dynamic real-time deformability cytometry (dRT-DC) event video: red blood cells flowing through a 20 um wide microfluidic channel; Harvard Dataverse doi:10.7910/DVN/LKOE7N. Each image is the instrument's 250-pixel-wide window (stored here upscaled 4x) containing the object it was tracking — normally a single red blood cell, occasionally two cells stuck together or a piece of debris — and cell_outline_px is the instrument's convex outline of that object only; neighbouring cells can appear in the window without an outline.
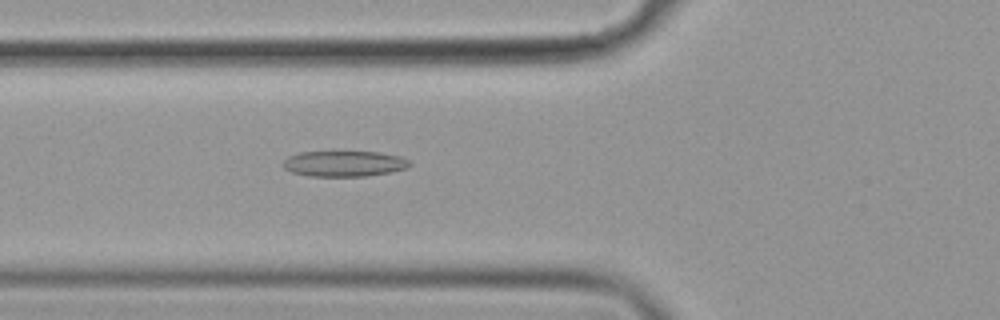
{"species": "common noctule bat (a hibernating species)", "species_latin": "Nyctalus noctula", "temperature_condition": "cold", "stored_images_in_passage": 56, "camera_frame_rate_fps": 3000, "um_per_image_px": 0.085, "animal": {"sex": "female", "body_mass_g": 19.9}, "frame": {"image": 1, "passage_image": 21, "time_ms": 6.667, "image_size_px": [1000, 320], "cell_outline_px": [[412, 164], [404, 168], [392, 172], [364, 176], [308, 176], [292, 172], [284, 168], [280, 164], [288, 156], [300, 152], [332, 148], [380, 152], [400, 156], [408, 160]], "centroid_in_image_um": [29.19, 13.85], "position_along_channel_um": 96.6, "area_um2": 20.11}}
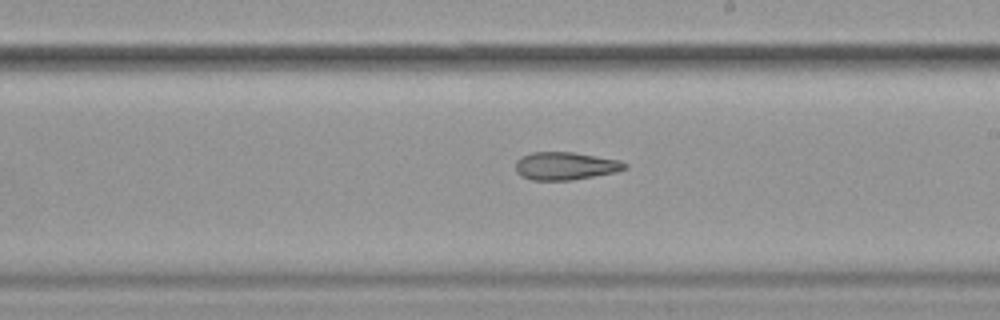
{"frame": {"image": 2, "passage_image": 33, "time_ms": 10.667, "image_size_px": [1000, 320], "cell_outline_px": [[628, 168], [616, 172], [572, 180], [532, 180], [520, 176], [516, 172], [516, 160], [520, 156], [532, 152], [572, 152], [620, 160], [628, 164]], "centroid_in_image_um": [48.05, 14.1], "position_along_channel_um": 241.0, "area_um2": 17.86}}
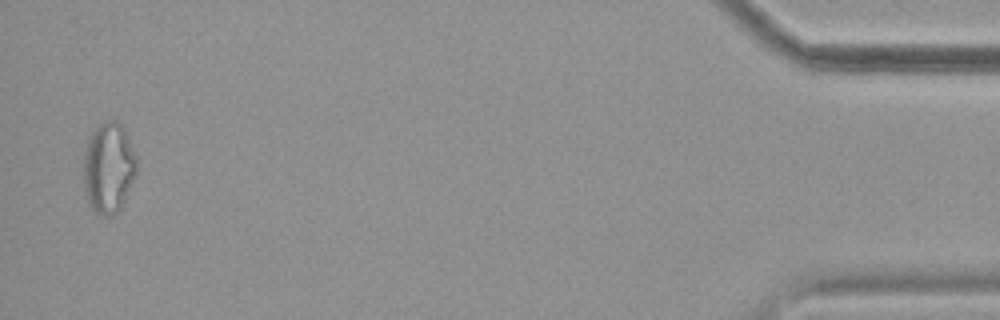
{"frame": {"image": 3, "passage_image": 55, "time_ms": 18.0, "image_size_px": [1000, 320], "cell_outline_px": [[136, 176], [120, 208], [112, 216], [100, 216], [88, 204], [84, 188], [84, 156], [88, 140], [96, 124], [104, 120], [120, 120], [128, 136], [136, 156]], "centroid_in_image_um": [9.23, 14.23], "position_along_channel_um": 426.0, "area_um2": 28.38}, "authors_computed_cell_mechanics": {"area_um2": 20.5479, "velocity_mm_per_s": 3.6096, "shape_relaxation_time_tau1_ms": null, "shape_relaxation_time_tau2_ms": 7.4849, "deformation_change_tau1": null, "deformation_change_tau2": 0.184}}